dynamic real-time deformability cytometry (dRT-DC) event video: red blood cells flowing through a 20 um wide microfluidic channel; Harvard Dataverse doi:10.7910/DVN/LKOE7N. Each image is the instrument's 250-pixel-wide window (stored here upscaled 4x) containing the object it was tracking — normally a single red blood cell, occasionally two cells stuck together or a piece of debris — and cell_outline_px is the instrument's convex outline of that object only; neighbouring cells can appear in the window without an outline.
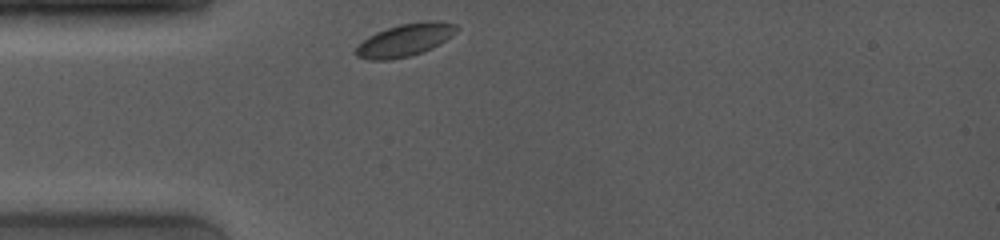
{"species": "common noctule bat (a hibernating species)", "species_latin": "Nyctalus noctula", "temperature_condition": "room temperature", "stored_images_in_passage": 41, "camera_frame_rate_fps": 4000, "um_per_image_px": 0.085, "animal": {"sex": "female", "body_mass_g": 19.0, "forearm_length_mm": 53.3}, "frame": {"image": 1, "passage_image": 1, "time_ms": 0.0, "image_size_px": [1000, 240], "cell_outline_px": [[456, 32], [452, 36], [440, 44], [432, 48], [408, 56], [392, 60], [368, 60], [356, 56], [356, 48], [368, 36], [376, 32], [400, 24], [424, 20], [436, 20], [456, 24]], "centroid_in_image_um": [34.43, 3.39], "position_along_channel_um": 50.6, "area_um2": 19.07}}
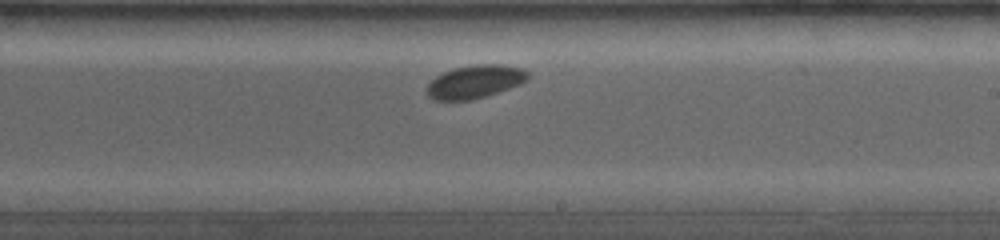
{"frame": {"image": 2, "passage_image": 23, "time_ms": 5.5, "image_size_px": [1000, 240], "cell_outline_px": [[528, 80], [520, 84], [472, 100], [432, 100], [424, 92], [428, 84], [436, 76], [452, 68], [476, 64], [504, 64], [524, 68], [528, 72]], "centroid_in_image_um": [40.35, 6.93], "position_along_channel_um": 248.6, "area_um2": 19.65}}
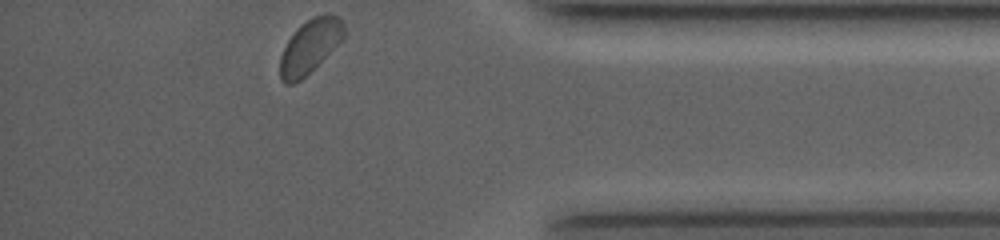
{"frame": {"image": 3, "passage_image": 41, "time_ms": 10.0, "image_size_px": [1000, 240], "cell_outline_px": [[344, 36], [300, 80], [292, 84], [284, 84], [280, 80], [280, 56], [288, 40], [296, 28], [300, 24], [312, 16], [324, 12], [328, 12], [336, 16], [344, 24]], "centroid_in_image_um": [26.3, 3.89], "position_along_channel_um": 408.9, "area_um2": 19.65}, "authors_computed_cell_mechanics": {"area_um2": 19.2474, "velocity_mm_per_s": 3.8041, "shape_relaxation_time_tau1_ms": 1.7995, "shape_relaxation_time_tau2_ms": null, "deformation_change_tau1": 0.0265, "deformation_change_tau2": null}}